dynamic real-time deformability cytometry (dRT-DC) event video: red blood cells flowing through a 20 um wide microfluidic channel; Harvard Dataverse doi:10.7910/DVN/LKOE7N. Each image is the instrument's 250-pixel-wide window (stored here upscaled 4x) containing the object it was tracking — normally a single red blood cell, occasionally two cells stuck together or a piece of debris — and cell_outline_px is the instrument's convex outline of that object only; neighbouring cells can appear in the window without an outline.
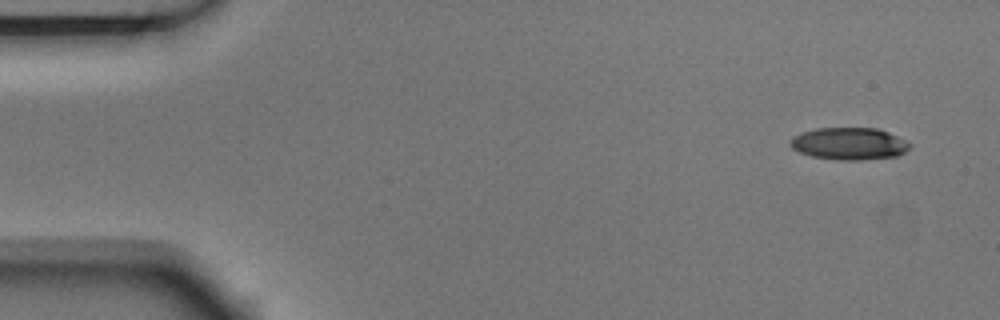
{"species": "Egyptian fruit bat (a non-hibernating species)", "species_latin": "Rousettus aegyptiacus", "temperature_condition": "room temperature", "stored_images_in_passage": 3, "segment_of_instrument_passage": [2, 2], "camera_frame_rate_fps": 3000, "um_per_image_px": 0.085, "animal": {"sex": "male"}, "frame": {"image": 1, "passage_image": 3, "time_ms": 0.667, "image_size_px": [1000, 320], "cell_outline_px": [[912, 144], [904, 152], [896, 156], [860, 160], [836, 160], [812, 156], [800, 152], [792, 148], [788, 144], [788, 140], [792, 136], [800, 132], [816, 128], [876, 128], [888, 132]], "centroid_in_image_um": [72.11, 12.21], "position_along_channel_um": 12.9, "area_um2": 22.48}}